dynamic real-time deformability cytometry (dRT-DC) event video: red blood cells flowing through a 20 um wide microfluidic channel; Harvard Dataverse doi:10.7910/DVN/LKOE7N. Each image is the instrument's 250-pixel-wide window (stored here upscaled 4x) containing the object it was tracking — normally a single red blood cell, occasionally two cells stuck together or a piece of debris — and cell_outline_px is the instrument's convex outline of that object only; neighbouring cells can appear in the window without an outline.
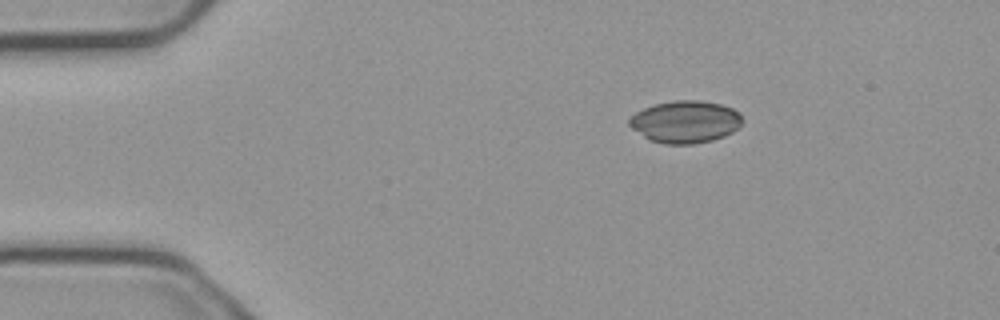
{"species": "common noctule bat (a hibernating species)", "species_latin": "Nyctalus noctula", "temperature_condition": "cold", "stored_images_in_passage": 46, "camera_frame_rate_fps": 3000, "um_per_image_px": 0.085, "animal": {"sex": "male", "body_mass_g": 23.1, "forearm_length_mm": 52.7}, "frame": {"image": 1, "passage_image": 1, "time_ms": 0.0, "image_size_px": [1000, 320], "cell_outline_px": [[744, 120], [732, 132], [724, 136], [712, 140], [692, 144], [664, 144], [648, 140], [632, 128], [628, 124], [628, 120], [636, 112], [652, 104], [676, 100], [700, 100], [720, 104], [732, 108], [740, 112]], "centroid_in_image_um": [58.24, 10.35], "position_along_channel_um": 26.8, "area_um2": 27.98}}
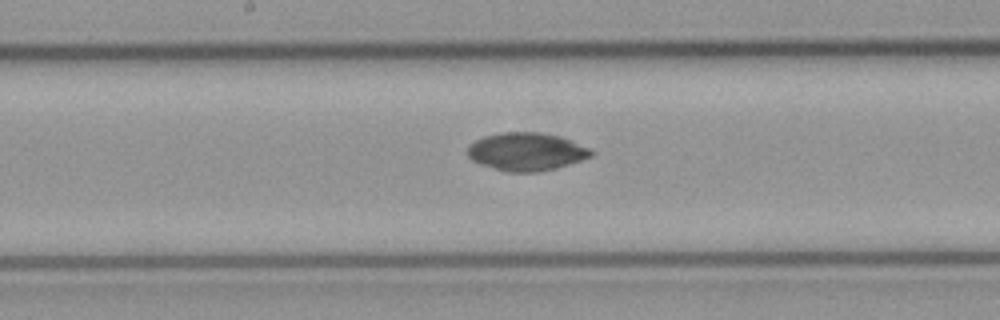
{"frame": {"image": 2, "passage_image": 20, "time_ms": 6.333, "image_size_px": [1000, 320], "cell_outline_px": [[592, 156], [568, 164], [536, 172], [508, 172], [480, 164], [472, 160], [468, 156], [468, 144], [484, 136], [500, 132], [540, 132], [560, 136], [588, 148], [592, 152]], "centroid_in_image_um": [44.69, 12.88], "position_along_channel_um": 203.5, "area_um2": 27.05}}
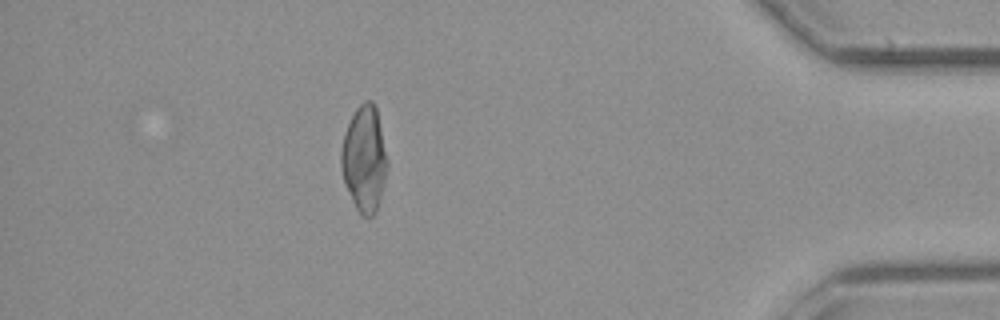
{"frame": {"image": 3, "passage_image": 40, "time_ms": 13.0, "image_size_px": [1000, 320], "cell_outline_px": [[388, 164], [376, 212], [368, 220], [360, 216], [344, 184], [340, 168], [340, 152], [344, 132], [356, 108], [364, 100], [372, 100], [376, 108], [388, 160]], "centroid_in_image_um": [30.94, 13.53], "position_along_channel_um": 404.3, "area_um2": 28.67}}